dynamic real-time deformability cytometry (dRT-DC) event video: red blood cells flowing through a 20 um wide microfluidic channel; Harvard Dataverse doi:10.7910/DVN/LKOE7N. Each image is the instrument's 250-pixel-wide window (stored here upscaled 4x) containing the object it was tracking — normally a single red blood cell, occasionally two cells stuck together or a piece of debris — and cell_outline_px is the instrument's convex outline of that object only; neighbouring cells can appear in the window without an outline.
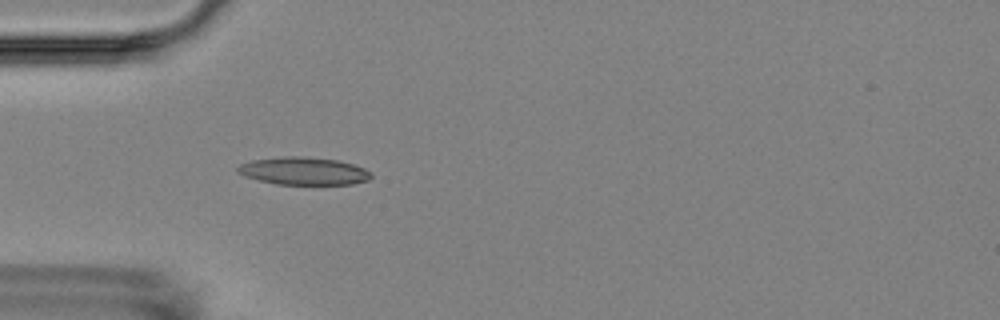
{"species": "Egyptian fruit bat (a non-hibernating species)", "species_latin": "Rousettus aegyptiacus", "temperature_condition": "room temperature", "stored_images_in_passage": 1, "camera_frame_rate_fps": 3000, "um_per_image_px": 0.085, "animal": {"sex": "female"}, "frame": {"image": 1, "passage_image": 1, "time_ms": 0.0, "image_size_px": [1000, 320], "cell_outline_px": [[372, 176], [368, 180], [352, 184], [276, 184], [244, 176], [236, 172], [236, 168], [240, 164], [252, 160], [284, 156], [300, 156], [336, 160], [352, 164], [364, 168], [372, 172]], "centroid_in_image_um": [25.79, 14.53], "position_along_channel_um": 59.2, "area_um2": 21.44}}